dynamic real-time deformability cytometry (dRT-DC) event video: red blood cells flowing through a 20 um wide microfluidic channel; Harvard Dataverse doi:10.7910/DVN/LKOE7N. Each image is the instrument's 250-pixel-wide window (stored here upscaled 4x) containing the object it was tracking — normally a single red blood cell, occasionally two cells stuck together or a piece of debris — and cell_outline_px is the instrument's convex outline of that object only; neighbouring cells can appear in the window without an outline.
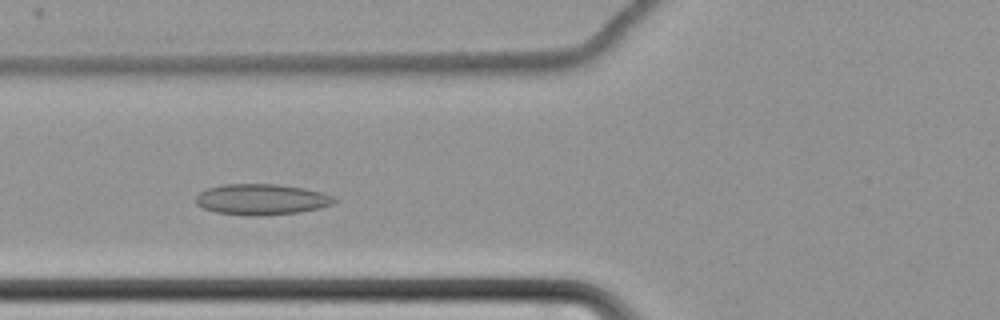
{"species": "common noctule bat (a hibernating species)", "species_latin": "Nyctalus noctula", "temperature_condition": "cold", "stored_images_in_passage": 56, "camera_frame_rate_fps": 3000, "um_per_image_px": 0.085, "animal": {"sex": "female", "body_mass_g": 22.7, "forearm_length_mm": 54.2}, "frame": {"image": 1, "passage_image": 19, "time_ms": 6.0, "image_size_px": [1000, 320], "cell_outline_px": [[336, 200], [332, 204], [320, 208], [300, 212], [264, 216], [252, 216], [216, 212], [204, 208], [196, 204], [196, 196], [200, 192], [208, 188], [224, 184], [276, 184], [304, 188], [320, 192], [332, 196]], "centroid_in_image_um": [22.22, 16.95], "position_along_channel_um": 103.6, "area_um2": 24.85}}
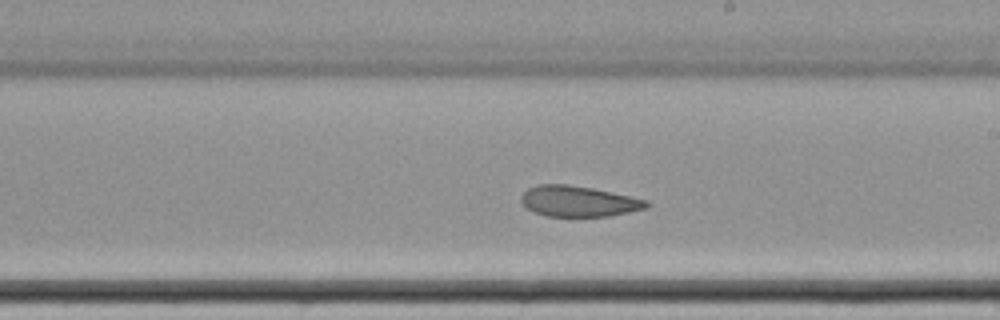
{"frame": {"image": 2, "passage_image": 31, "time_ms": 10.0, "image_size_px": [1000, 320], "cell_outline_px": [[652, 204], [648, 208], [608, 216], [544, 216], [528, 208], [520, 200], [520, 196], [528, 188], [536, 184], [568, 184], [592, 188], [648, 200]], "centroid_in_image_um": [49.19, 17.1], "position_along_channel_um": 239.8, "area_um2": 22.43}}
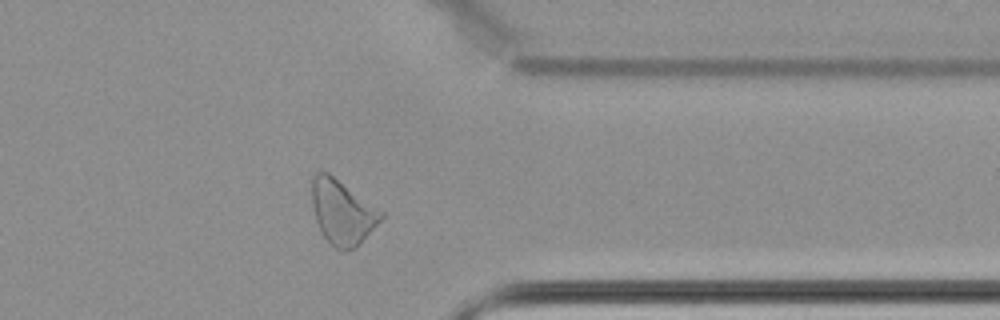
{"frame": {"image": 3, "passage_image": 44, "time_ms": 14.333, "image_size_px": [1000, 320], "cell_outline_px": [[384, 216], [360, 244], [356, 248], [344, 252], [340, 252], [320, 232], [312, 208], [312, 176], [316, 172], [328, 172], [384, 212]], "centroid_in_image_um": [29.09, 18.05], "position_along_channel_um": 382.3, "area_um2": 26.01}, "authors_computed_cell_mechanics": {"area_um2": 25.9233, "velocity_mm_per_s": 3.41, "shape_relaxation_time_tau1_ms": null, "shape_relaxation_time_tau2_ms": 5.4655, "deformation_change_tau1": null, "deformation_change_tau2": 0.1122}}